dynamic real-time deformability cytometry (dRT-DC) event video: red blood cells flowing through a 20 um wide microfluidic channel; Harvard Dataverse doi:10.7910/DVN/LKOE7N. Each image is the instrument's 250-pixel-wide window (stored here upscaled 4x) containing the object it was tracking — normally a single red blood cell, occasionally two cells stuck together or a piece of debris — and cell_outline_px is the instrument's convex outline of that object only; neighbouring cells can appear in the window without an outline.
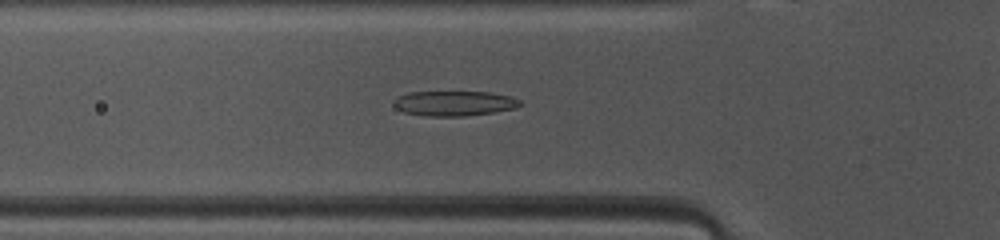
{"species": "common noctule bat (a hibernating species)", "species_latin": "Nyctalus noctula", "temperature_condition": "warm", "stored_images_in_passage": 27, "camera_frame_rate_fps": 3000, "um_per_image_px": 0.085, "animal": {"sex": "female", "body_mass_g": 10.0, "forearm_length_mm": 53.1}, "frame": {"image": 1, "passage_image": 3, "time_ms": 0.667, "image_size_px": [1000, 240], "cell_outline_px": [[520, 104], [516, 108], [492, 112], [464, 116], [428, 116], [404, 112], [396, 108], [392, 104], [392, 100], [408, 92], [488, 92], [512, 96], [520, 100]], "centroid_in_image_um": [38.58, 8.78], "position_along_channel_um": 87.2, "area_um2": 18.32}}
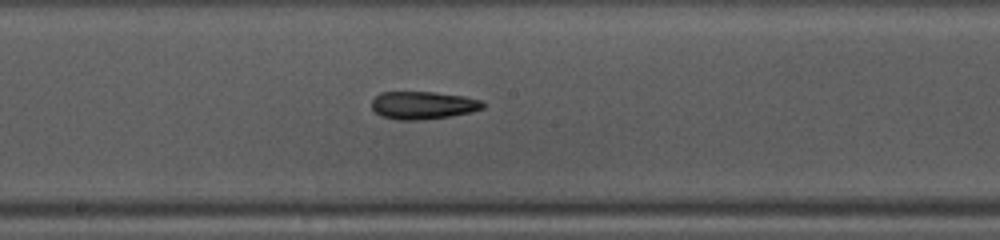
{"frame": {"image": 2, "passage_image": 12, "time_ms": 3.667, "image_size_px": [1000, 240], "cell_outline_px": [[484, 108], [472, 112], [452, 116], [424, 120], [396, 120], [380, 116], [372, 108], [372, 100], [380, 92], [436, 92], [464, 96], [480, 100], [484, 104]], "centroid_in_image_um": [35.95, 8.95], "position_along_channel_um": 212.2, "area_um2": 18.21}}
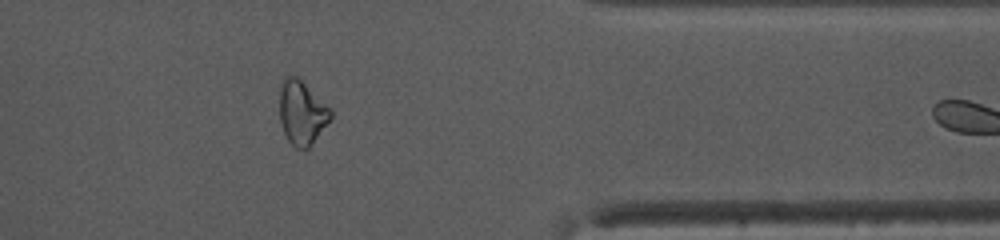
{"frame": {"image": 3, "passage_image": 26, "time_ms": 8.333, "image_size_px": [1000, 240], "cell_outline_px": [[332, 116], [308, 148], [296, 148], [288, 140], [284, 132], [280, 120], [280, 88], [284, 80], [288, 76], [296, 76], [332, 108]], "centroid_in_image_um": [25.67, 9.57], "position_along_channel_um": 385.7, "area_um2": 18.61}}